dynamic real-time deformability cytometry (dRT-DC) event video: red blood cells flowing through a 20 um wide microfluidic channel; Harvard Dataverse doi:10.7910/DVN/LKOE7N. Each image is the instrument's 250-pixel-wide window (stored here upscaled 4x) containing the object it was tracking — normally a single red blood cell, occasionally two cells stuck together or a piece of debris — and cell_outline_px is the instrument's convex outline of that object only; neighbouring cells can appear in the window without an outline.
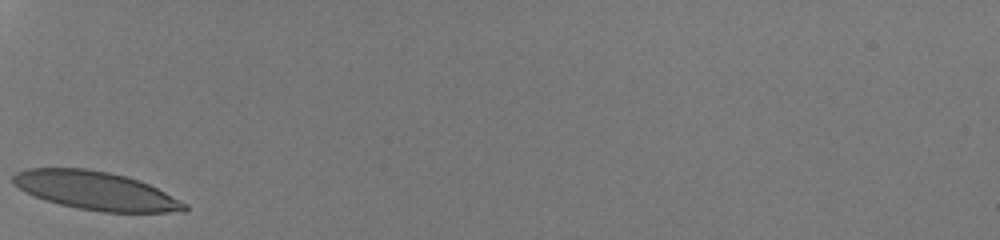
{"species": "human", "species_latin": "Homo sapiens", "temperature_condition": "room temperature", "stored_images_in_passage": 24, "camera_frame_rate_fps": 3000, "um_per_image_px": 0.085, "donor": {"sex": "male"}, "frame": {"image": 1, "passage_image": 1, "time_ms": 0.0, "image_size_px": [1000, 240], "cell_outline_px": [[188, 208], [184, 212], [104, 212], [76, 208], [44, 200], [20, 188], [12, 180], [12, 176], [16, 172], [28, 168], [84, 168], [108, 172], [124, 176], [148, 184], [188, 204]], "centroid_in_image_um": [8.15, 16.21], "position_along_channel_um": 76.9, "area_um2": 37.92}}
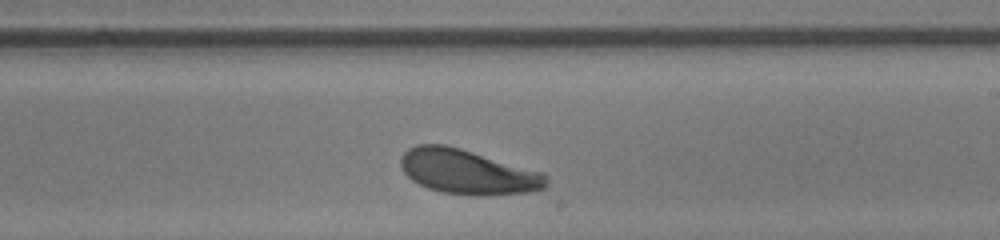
{"frame": {"image": 2, "passage_image": 14, "time_ms": 4.333, "image_size_px": [1000, 240], "cell_outline_px": [[548, 184], [544, 188], [528, 192], [484, 196], [472, 196], [440, 192], [428, 188], [412, 180], [400, 168], [400, 156], [408, 148], [416, 144], [444, 144], [460, 148], [544, 172], [548, 176]], "centroid_in_image_um": [39.75, 14.61], "position_along_channel_um": 249.2, "area_um2": 38.32}}
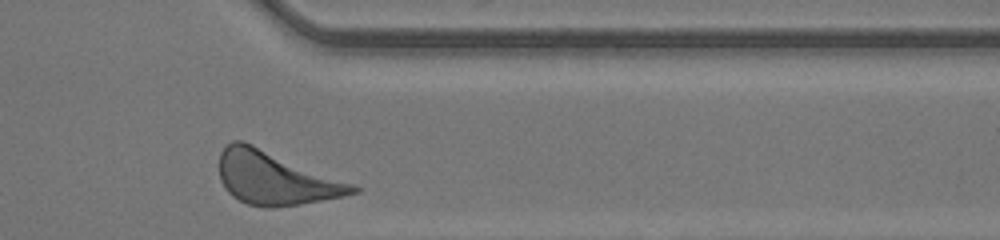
{"frame": {"image": 3, "passage_image": 24, "time_ms": 7.667, "image_size_px": [1000, 240], "cell_outline_px": [[360, 192], [344, 196], [300, 204], [272, 208], [264, 208], [248, 204], [232, 196], [224, 188], [220, 180], [220, 152], [232, 140], [244, 140], [352, 184], [360, 188]], "centroid_in_image_um": [23.37, 15.14], "position_along_channel_um": 388.0, "area_um2": 41.1}, "authors_computed_cell_mechanics": {"area_um2": 37.7723, "velocity_mm_per_s": 4.1447, "shape_relaxation_time_tau1_ms": 1.4552, "shape_relaxation_time_tau2_ms": null, "deformation_change_tau1": 0.1132, "deformation_change_tau2": null}}